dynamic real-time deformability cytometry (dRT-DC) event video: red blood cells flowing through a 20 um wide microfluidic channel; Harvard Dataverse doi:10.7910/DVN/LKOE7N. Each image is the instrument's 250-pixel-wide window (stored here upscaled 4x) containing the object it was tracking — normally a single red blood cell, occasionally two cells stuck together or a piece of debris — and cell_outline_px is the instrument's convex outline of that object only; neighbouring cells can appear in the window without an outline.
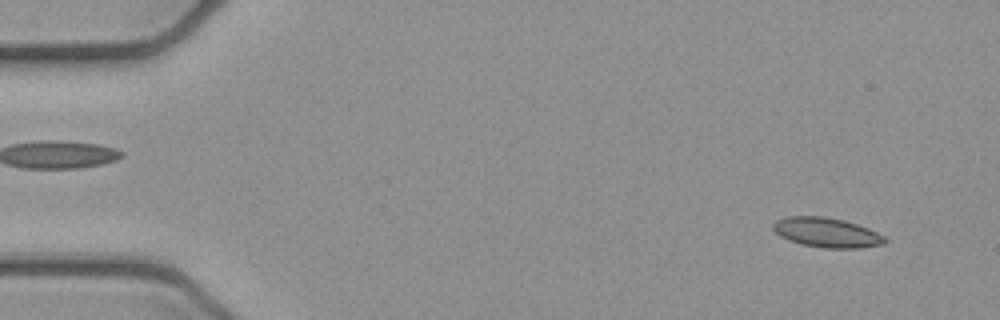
{"species": "common noctule bat (a hibernating species)", "species_latin": "Nyctalus noctula", "temperature_condition": "cold", "stored_images_in_passage": 5, "camera_frame_rate_fps": 3000, "um_per_image_px": 0.085, "animal": {"sex": "female", "body_mass_g": 21.9}, "frame": {"image": 1, "passage_image": 2, "time_ms": 0.333, "image_size_px": [1000, 320], "cell_outline_px": [[888, 240], [884, 244], [860, 248], [824, 248], [800, 244], [788, 240], [780, 236], [772, 228], [772, 224], [776, 220], [784, 216], [824, 216], [844, 220], [868, 228], [884, 236]], "centroid_in_image_um": [70.25, 19.76], "position_along_channel_um": 14.8, "area_um2": 19.48}}
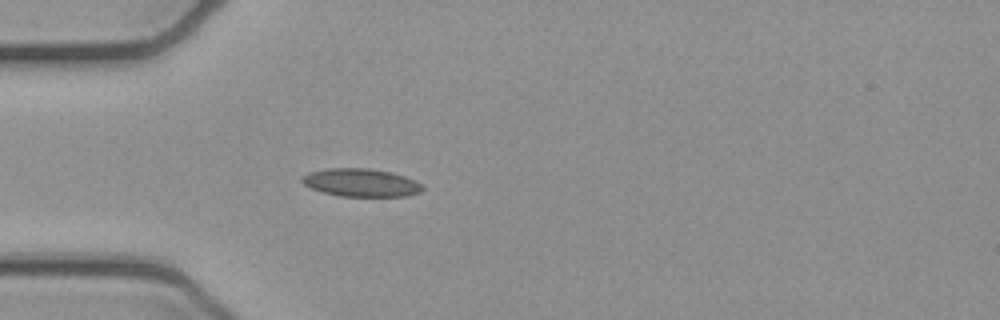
{"frame": {"image": 2, "passage_image": 5, "time_ms": 1.333, "image_size_px": [1000, 320], "cell_outline_px": [[424, 188], [420, 192], [408, 196], [340, 196], [324, 192], [312, 188], [304, 184], [300, 180], [300, 176], [308, 172], [328, 168], [368, 168], [392, 172], [416, 180], [424, 184]], "centroid_in_image_um": [30.71, 15.51], "position_along_channel_um": 54.3, "area_um2": 19.83}}